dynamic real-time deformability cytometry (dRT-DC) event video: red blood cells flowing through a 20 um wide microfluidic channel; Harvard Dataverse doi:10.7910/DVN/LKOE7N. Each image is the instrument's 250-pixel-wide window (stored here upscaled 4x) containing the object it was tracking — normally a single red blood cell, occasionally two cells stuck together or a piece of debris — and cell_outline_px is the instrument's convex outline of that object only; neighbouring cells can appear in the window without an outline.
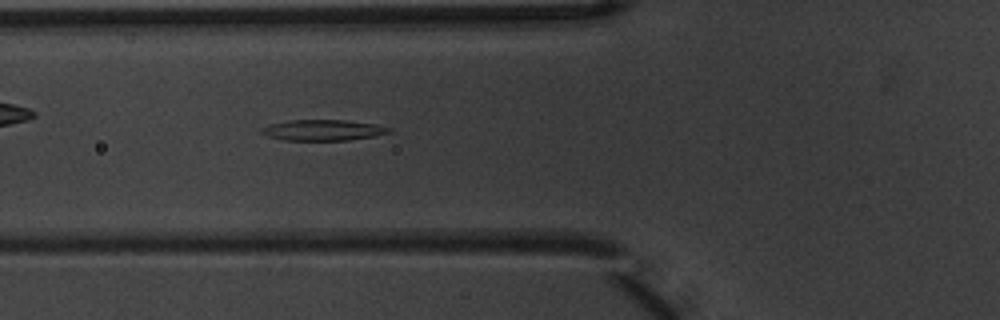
{"species": "common noctule bat (a hibernating species)", "species_latin": "Nyctalus noctula", "temperature_condition": "warm", "stored_images_in_passage": 5, "camera_frame_rate_fps": 3000, "um_per_image_px": 0.085, "animal": {"sex": "male", "body_mass_g": 20.1, "forearm_length_mm": 53.5}, "frame": {"image": 1, "passage_image": 5, "time_ms": 1.333, "image_size_px": [1000, 320], "cell_outline_px": [[392, 132], [376, 136], [348, 140], [280, 140], [268, 136], [260, 132], [260, 128], [272, 124], [288, 120], [344, 120], [376, 124], [392, 128]], "centroid_in_image_um": [27.48, 11.06], "position_along_channel_um": 98.3, "area_um2": 15.55}}